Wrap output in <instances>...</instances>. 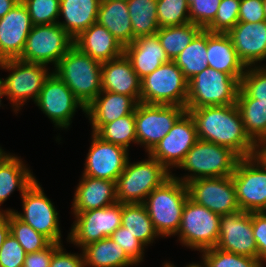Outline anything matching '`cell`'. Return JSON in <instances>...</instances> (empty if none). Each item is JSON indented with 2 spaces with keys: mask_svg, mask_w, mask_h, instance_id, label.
<instances>
[{
  "mask_svg": "<svg viewBox=\"0 0 266 267\" xmlns=\"http://www.w3.org/2000/svg\"><path fill=\"white\" fill-rule=\"evenodd\" d=\"M163 267H170L167 262L163 265Z\"/></svg>",
  "mask_w": 266,
  "mask_h": 267,
  "instance_id": "obj_58",
  "label": "cell"
},
{
  "mask_svg": "<svg viewBox=\"0 0 266 267\" xmlns=\"http://www.w3.org/2000/svg\"><path fill=\"white\" fill-rule=\"evenodd\" d=\"M208 67L241 78L246 66L240 60L227 33H212L207 31Z\"/></svg>",
  "mask_w": 266,
  "mask_h": 267,
  "instance_id": "obj_27",
  "label": "cell"
},
{
  "mask_svg": "<svg viewBox=\"0 0 266 267\" xmlns=\"http://www.w3.org/2000/svg\"><path fill=\"white\" fill-rule=\"evenodd\" d=\"M7 155V153H5L3 151V149L0 147V162L4 159V157Z\"/></svg>",
  "mask_w": 266,
  "mask_h": 267,
  "instance_id": "obj_56",
  "label": "cell"
},
{
  "mask_svg": "<svg viewBox=\"0 0 266 267\" xmlns=\"http://www.w3.org/2000/svg\"><path fill=\"white\" fill-rule=\"evenodd\" d=\"M36 180L23 161L7 154L0 162V206L18 188L21 196L26 189ZM0 212H5L0 209Z\"/></svg>",
  "mask_w": 266,
  "mask_h": 267,
  "instance_id": "obj_30",
  "label": "cell"
},
{
  "mask_svg": "<svg viewBox=\"0 0 266 267\" xmlns=\"http://www.w3.org/2000/svg\"><path fill=\"white\" fill-rule=\"evenodd\" d=\"M186 110L194 119L199 140L228 147L240 158L254 155L255 143L244 130L236 104Z\"/></svg>",
  "mask_w": 266,
  "mask_h": 267,
  "instance_id": "obj_1",
  "label": "cell"
},
{
  "mask_svg": "<svg viewBox=\"0 0 266 267\" xmlns=\"http://www.w3.org/2000/svg\"><path fill=\"white\" fill-rule=\"evenodd\" d=\"M196 124L189 112H185L173 125L168 134L148 153L169 171L178 167L188 151L198 141Z\"/></svg>",
  "mask_w": 266,
  "mask_h": 267,
  "instance_id": "obj_17",
  "label": "cell"
},
{
  "mask_svg": "<svg viewBox=\"0 0 266 267\" xmlns=\"http://www.w3.org/2000/svg\"><path fill=\"white\" fill-rule=\"evenodd\" d=\"M73 214L76 220L67 240L82 249L90 243L110 237L121 226L122 203Z\"/></svg>",
  "mask_w": 266,
  "mask_h": 267,
  "instance_id": "obj_14",
  "label": "cell"
},
{
  "mask_svg": "<svg viewBox=\"0 0 266 267\" xmlns=\"http://www.w3.org/2000/svg\"><path fill=\"white\" fill-rule=\"evenodd\" d=\"M121 225L144 246L159 236L143 203H122Z\"/></svg>",
  "mask_w": 266,
  "mask_h": 267,
  "instance_id": "obj_33",
  "label": "cell"
},
{
  "mask_svg": "<svg viewBox=\"0 0 266 267\" xmlns=\"http://www.w3.org/2000/svg\"><path fill=\"white\" fill-rule=\"evenodd\" d=\"M110 238L117 243L125 251L126 255L136 264L143 261L144 245L138 241L130 232L122 225L112 233Z\"/></svg>",
  "mask_w": 266,
  "mask_h": 267,
  "instance_id": "obj_45",
  "label": "cell"
},
{
  "mask_svg": "<svg viewBox=\"0 0 266 267\" xmlns=\"http://www.w3.org/2000/svg\"><path fill=\"white\" fill-rule=\"evenodd\" d=\"M102 63L73 45L55 66V73L86 108L102 91Z\"/></svg>",
  "mask_w": 266,
  "mask_h": 267,
  "instance_id": "obj_2",
  "label": "cell"
},
{
  "mask_svg": "<svg viewBox=\"0 0 266 267\" xmlns=\"http://www.w3.org/2000/svg\"><path fill=\"white\" fill-rule=\"evenodd\" d=\"M128 150L103 141L92 133V143L85 161L83 175L116 182L124 171Z\"/></svg>",
  "mask_w": 266,
  "mask_h": 267,
  "instance_id": "obj_19",
  "label": "cell"
},
{
  "mask_svg": "<svg viewBox=\"0 0 266 267\" xmlns=\"http://www.w3.org/2000/svg\"><path fill=\"white\" fill-rule=\"evenodd\" d=\"M73 45L74 39L58 23L35 25L18 59L44 65L53 63L55 67Z\"/></svg>",
  "mask_w": 266,
  "mask_h": 267,
  "instance_id": "obj_10",
  "label": "cell"
},
{
  "mask_svg": "<svg viewBox=\"0 0 266 267\" xmlns=\"http://www.w3.org/2000/svg\"><path fill=\"white\" fill-rule=\"evenodd\" d=\"M216 247L222 251L257 258L252 213L239 210L222 215Z\"/></svg>",
  "mask_w": 266,
  "mask_h": 267,
  "instance_id": "obj_18",
  "label": "cell"
},
{
  "mask_svg": "<svg viewBox=\"0 0 266 267\" xmlns=\"http://www.w3.org/2000/svg\"><path fill=\"white\" fill-rule=\"evenodd\" d=\"M59 245V243H51L45 249L33 253H27L23 267H49L53 256V251Z\"/></svg>",
  "mask_w": 266,
  "mask_h": 267,
  "instance_id": "obj_50",
  "label": "cell"
},
{
  "mask_svg": "<svg viewBox=\"0 0 266 267\" xmlns=\"http://www.w3.org/2000/svg\"><path fill=\"white\" fill-rule=\"evenodd\" d=\"M124 54L130 60L139 79H143L162 64L170 62L161 46L157 34L135 38L124 47Z\"/></svg>",
  "mask_w": 266,
  "mask_h": 267,
  "instance_id": "obj_24",
  "label": "cell"
},
{
  "mask_svg": "<svg viewBox=\"0 0 266 267\" xmlns=\"http://www.w3.org/2000/svg\"><path fill=\"white\" fill-rule=\"evenodd\" d=\"M187 198L186 184L173 177L147 196L143 204L160 237L177 234Z\"/></svg>",
  "mask_w": 266,
  "mask_h": 267,
  "instance_id": "obj_3",
  "label": "cell"
},
{
  "mask_svg": "<svg viewBox=\"0 0 266 267\" xmlns=\"http://www.w3.org/2000/svg\"><path fill=\"white\" fill-rule=\"evenodd\" d=\"M101 0H60L59 16L63 22L58 24L73 38H77L92 24L97 23Z\"/></svg>",
  "mask_w": 266,
  "mask_h": 267,
  "instance_id": "obj_29",
  "label": "cell"
},
{
  "mask_svg": "<svg viewBox=\"0 0 266 267\" xmlns=\"http://www.w3.org/2000/svg\"><path fill=\"white\" fill-rule=\"evenodd\" d=\"M157 21L160 28L189 23L188 0H157Z\"/></svg>",
  "mask_w": 266,
  "mask_h": 267,
  "instance_id": "obj_40",
  "label": "cell"
},
{
  "mask_svg": "<svg viewBox=\"0 0 266 267\" xmlns=\"http://www.w3.org/2000/svg\"><path fill=\"white\" fill-rule=\"evenodd\" d=\"M35 103L52 120L53 124L55 123V127L62 129L70 126L77 108L80 107L86 113L84 105L53 72L44 81Z\"/></svg>",
  "mask_w": 266,
  "mask_h": 267,
  "instance_id": "obj_15",
  "label": "cell"
},
{
  "mask_svg": "<svg viewBox=\"0 0 266 267\" xmlns=\"http://www.w3.org/2000/svg\"><path fill=\"white\" fill-rule=\"evenodd\" d=\"M136 163L126 162L124 171L116 181V198L119 203H143L147 196L172 177V172L157 159Z\"/></svg>",
  "mask_w": 266,
  "mask_h": 267,
  "instance_id": "obj_5",
  "label": "cell"
},
{
  "mask_svg": "<svg viewBox=\"0 0 266 267\" xmlns=\"http://www.w3.org/2000/svg\"><path fill=\"white\" fill-rule=\"evenodd\" d=\"M20 0H0V18L14 8Z\"/></svg>",
  "mask_w": 266,
  "mask_h": 267,
  "instance_id": "obj_53",
  "label": "cell"
},
{
  "mask_svg": "<svg viewBox=\"0 0 266 267\" xmlns=\"http://www.w3.org/2000/svg\"><path fill=\"white\" fill-rule=\"evenodd\" d=\"M140 102L178 105L186 108L188 80L182 70L170 61L141 79Z\"/></svg>",
  "mask_w": 266,
  "mask_h": 267,
  "instance_id": "obj_7",
  "label": "cell"
},
{
  "mask_svg": "<svg viewBox=\"0 0 266 267\" xmlns=\"http://www.w3.org/2000/svg\"><path fill=\"white\" fill-rule=\"evenodd\" d=\"M167 264L170 266V267H176V266H174V264H171V263H168L167 262ZM186 267H201V265L199 264V263H191V264H189V265H187Z\"/></svg>",
  "mask_w": 266,
  "mask_h": 267,
  "instance_id": "obj_55",
  "label": "cell"
},
{
  "mask_svg": "<svg viewBox=\"0 0 266 267\" xmlns=\"http://www.w3.org/2000/svg\"><path fill=\"white\" fill-rule=\"evenodd\" d=\"M265 21L262 0H241L239 22L258 23Z\"/></svg>",
  "mask_w": 266,
  "mask_h": 267,
  "instance_id": "obj_48",
  "label": "cell"
},
{
  "mask_svg": "<svg viewBox=\"0 0 266 267\" xmlns=\"http://www.w3.org/2000/svg\"><path fill=\"white\" fill-rule=\"evenodd\" d=\"M137 104L132 96L101 91L86 107L85 115L92 124V133H96L106 123L133 113Z\"/></svg>",
  "mask_w": 266,
  "mask_h": 267,
  "instance_id": "obj_23",
  "label": "cell"
},
{
  "mask_svg": "<svg viewBox=\"0 0 266 267\" xmlns=\"http://www.w3.org/2000/svg\"><path fill=\"white\" fill-rule=\"evenodd\" d=\"M47 66L40 63H29L20 59H7L0 64V69L11 71L2 78L5 96L12 102L17 113L24 103L33 99L36 102L44 81L50 75Z\"/></svg>",
  "mask_w": 266,
  "mask_h": 267,
  "instance_id": "obj_8",
  "label": "cell"
},
{
  "mask_svg": "<svg viewBox=\"0 0 266 267\" xmlns=\"http://www.w3.org/2000/svg\"><path fill=\"white\" fill-rule=\"evenodd\" d=\"M232 180L241 211L266 212V168L254 156L239 159Z\"/></svg>",
  "mask_w": 266,
  "mask_h": 267,
  "instance_id": "obj_13",
  "label": "cell"
},
{
  "mask_svg": "<svg viewBox=\"0 0 266 267\" xmlns=\"http://www.w3.org/2000/svg\"><path fill=\"white\" fill-rule=\"evenodd\" d=\"M60 244L54 251L49 267H85L83 254H71L64 251Z\"/></svg>",
  "mask_w": 266,
  "mask_h": 267,
  "instance_id": "obj_49",
  "label": "cell"
},
{
  "mask_svg": "<svg viewBox=\"0 0 266 267\" xmlns=\"http://www.w3.org/2000/svg\"><path fill=\"white\" fill-rule=\"evenodd\" d=\"M221 216L194 202H185L181 224L176 235L186 247L203 251L216 247L219 238Z\"/></svg>",
  "mask_w": 266,
  "mask_h": 267,
  "instance_id": "obj_9",
  "label": "cell"
},
{
  "mask_svg": "<svg viewBox=\"0 0 266 267\" xmlns=\"http://www.w3.org/2000/svg\"><path fill=\"white\" fill-rule=\"evenodd\" d=\"M263 1V7H264V14H265V20H266V0Z\"/></svg>",
  "mask_w": 266,
  "mask_h": 267,
  "instance_id": "obj_57",
  "label": "cell"
},
{
  "mask_svg": "<svg viewBox=\"0 0 266 267\" xmlns=\"http://www.w3.org/2000/svg\"><path fill=\"white\" fill-rule=\"evenodd\" d=\"M188 197L220 216L239 211L232 176L199 178L186 183Z\"/></svg>",
  "mask_w": 266,
  "mask_h": 267,
  "instance_id": "obj_16",
  "label": "cell"
},
{
  "mask_svg": "<svg viewBox=\"0 0 266 267\" xmlns=\"http://www.w3.org/2000/svg\"><path fill=\"white\" fill-rule=\"evenodd\" d=\"M74 45L92 59L103 63L124 54V47L104 27L98 23L92 24L74 39Z\"/></svg>",
  "mask_w": 266,
  "mask_h": 267,
  "instance_id": "obj_26",
  "label": "cell"
},
{
  "mask_svg": "<svg viewBox=\"0 0 266 267\" xmlns=\"http://www.w3.org/2000/svg\"><path fill=\"white\" fill-rule=\"evenodd\" d=\"M2 96H5V90H4V85L2 82V78H0V107H1V98Z\"/></svg>",
  "mask_w": 266,
  "mask_h": 267,
  "instance_id": "obj_54",
  "label": "cell"
},
{
  "mask_svg": "<svg viewBox=\"0 0 266 267\" xmlns=\"http://www.w3.org/2000/svg\"><path fill=\"white\" fill-rule=\"evenodd\" d=\"M32 27L28 9L21 0L0 18V57L3 60L21 56Z\"/></svg>",
  "mask_w": 266,
  "mask_h": 267,
  "instance_id": "obj_20",
  "label": "cell"
},
{
  "mask_svg": "<svg viewBox=\"0 0 266 267\" xmlns=\"http://www.w3.org/2000/svg\"><path fill=\"white\" fill-rule=\"evenodd\" d=\"M74 193L73 213L85 212L117 203L116 182L82 175Z\"/></svg>",
  "mask_w": 266,
  "mask_h": 267,
  "instance_id": "obj_25",
  "label": "cell"
},
{
  "mask_svg": "<svg viewBox=\"0 0 266 267\" xmlns=\"http://www.w3.org/2000/svg\"><path fill=\"white\" fill-rule=\"evenodd\" d=\"M221 0H188L190 22L205 29L215 18Z\"/></svg>",
  "mask_w": 266,
  "mask_h": 267,
  "instance_id": "obj_44",
  "label": "cell"
},
{
  "mask_svg": "<svg viewBox=\"0 0 266 267\" xmlns=\"http://www.w3.org/2000/svg\"><path fill=\"white\" fill-rule=\"evenodd\" d=\"M240 80L207 67L188 81L186 109L236 104Z\"/></svg>",
  "mask_w": 266,
  "mask_h": 267,
  "instance_id": "obj_6",
  "label": "cell"
},
{
  "mask_svg": "<svg viewBox=\"0 0 266 267\" xmlns=\"http://www.w3.org/2000/svg\"><path fill=\"white\" fill-rule=\"evenodd\" d=\"M186 111L185 107L178 105L139 102L135 108L137 144L144 146L149 153Z\"/></svg>",
  "mask_w": 266,
  "mask_h": 267,
  "instance_id": "obj_11",
  "label": "cell"
},
{
  "mask_svg": "<svg viewBox=\"0 0 266 267\" xmlns=\"http://www.w3.org/2000/svg\"><path fill=\"white\" fill-rule=\"evenodd\" d=\"M141 80L133 70L130 60L122 56L103 62L101 66L102 91L132 96L140 102Z\"/></svg>",
  "mask_w": 266,
  "mask_h": 267,
  "instance_id": "obj_22",
  "label": "cell"
},
{
  "mask_svg": "<svg viewBox=\"0 0 266 267\" xmlns=\"http://www.w3.org/2000/svg\"><path fill=\"white\" fill-rule=\"evenodd\" d=\"M103 141L113 143L128 150L131 142L137 143L135 111L104 124L96 133Z\"/></svg>",
  "mask_w": 266,
  "mask_h": 267,
  "instance_id": "obj_37",
  "label": "cell"
},
{
  "mask_svg": "<svg viewBox=\"0 0 266 267\" xmlns=\"http://www.w3.org/2000/svg\"><path fill=\"white\" fill-rule=\"evenodd\" d=\"M241 0H221L214 20L205 28L212 33H228L239 22Z\"/></svg>",
  "mask_w": 266,
  "mask_h": 267,
  "instance_id": "obj_43",
  "label": "cell"
},
{
  "mask_svg": "<svg viewBox=\"0 0 266 267\" xmlns=\"http://www.w3.org/2000/svg\"><path fill=\"white\" fill-rule=\"evenodd\" d=\"M236 105L240 112L246 134L254 143L266 140V104L256 103L241 88Z\"/></svg>",
  "mask_w": 266,
  "mask_h": 267,
  "instance_id": "obj_32",
  "label": "cell"
},
{
  "mask_svg": "<svg viewBox=\"0 0 266 267\" xmlns=\"http://www.w3.org/2000/svg\"><path fill=\"white\" fill-rule=\"evenodd\" d=\"M201 267H264L258 258L222 251L217 247L201 251Z\"/></svg>",
  "mask_w": 266,
  "mask_h": 267,
  "instance_id": "obj_39",
  "label": "cell"
},
{
  "mask_svg": "<svg viewBox=\"0 0 266 267\" xmlns=\"http://www.w3.org/2000/svg\"><path fill=\"white\" fill-rule=\"evenodd\" d=\"M26 252L9 233L0 249V267H23Z\"/></svg>",
  "mask_w": 266,
  "mask_h": 267,
  "instance_id": "obj_46",
  "label": "cell"
},
{
  "mask_svg": "<svg viewBox=\"0 0 266 267\" xmlns=\"http://www.w3.org/2000/svg\"><path fill=\"white\" fill-rule=\"evenodd\" d=\"M240 157L230 148L212 142L198 140L188 151L178 168L192 172L174 179L186 184L199 178L232 176Z\"/></svg>",
  "mask_w": 266,
  "mask_h": 267,
  "instance_id": "obj_4",
  "label": "cell"
},
{
  "mask_svg": "<svg viewBox=\"0 0 266 267\" xmlns=\"http://www.w3.org/2000/svg\"><path fill=\"white\" fill-rule=\"evenodd\" d=\"M4 60L0 57V64L3 62Z\"/></svg>",
  "mask_w": 266,
  "mask_h": 267,
  "instance_id": "obj_59",
  "label": "cell"
},
{
  "mask_svg": "<svg viewBox=\"0 0 266 267\" xmlns=\"http://www.w3.org/2000/svg\"><path fill=\"white\" fill-rule=\"evenodd\" d=\"M240 88L256 103L266 104V66H249L240 80Z\"/></svg>",
  "mask_w": 266,
  "mask_h": 267,
  "instance_id": "obj_42",
  "label": "cell"
},
{
  "mask_svg": "<svg viewBox=\"0 0 266 267\" xmlns=\"http://www.w3.org/2000/svg\"><path fill=\"white\" fill-rule=\"evenodd\" d=\"M128 12L132 23L133 41L135 38L156 34L157 0H127Z\"/></svg>",
  "mask_w": 266,
  "mask_h": 267,
  "instance_id": "obj_35",
  "label": "cell"
},
{
  "mask_svg": "<svg viewBox=\"0 0 266 267\" xmlns=\"http://www.w3.org/2000/svg\"><path fill=\"white\" fill-rule=\"evenodd\" d=\"M253 234L257 245V258L266 262V212H252Z\"/></svg>",
  "mask_w": 266,
  "mask_h": 267,
  "instance_id": "obj_47",
  "label": "cell"
},
{
  "mask_svg": "<svg viewBox=\"0 0 266 267\" xmlns=\"http://www.w3.org/2000/svg\"><path fill=\"white\" fill-rule=\"evenodd\" d=\"M227 34L246 67L266 59V20L258 23L238 22Z\"/></svg>",
  "mask_w": 266,
  "mask_h": 267,
  "instance_id": "obj_21",
  "label": "cell"
},
{
  "mask_svg": "<svg viewBox=\"0 0 266 267\" xmlns=\"http://www.w3.org/2000/svg\"><path fill=\"white\" fill-rule=\"evenodd\" d=\"M10 233L16 238L26 253H33L47 248L52 242L43 234L20 220L14 212H8Z\"/></svg>",
  "mask_w": 266,
  "mask_h": 267,
  "instance_id": "obj_38",
  "label": "cell"
},
{
  "mask_svg": "<svg viewBox=\"0 0 266 267\" xmlns=\"http://www.w3.org/2000/svg\"><path fill=\"white\" fill-rule=\"evenodd\" d=\"M253 156L266 168V140L255 143Z\"/></svg>",
  "mask_w": 266,
  "mask_h": 267,
  "instance_id": "obj_52",
  "label": "cell"
},
{
  "mask_svg": "<svg viewBox=\"0 0 266 267\" xmlns=\"http://www.w3.org/2000/svg\"><path fill=\"white\" fill-rule=\"evenodd\" d=\"M23 213L8 209L37 232L43 234L52 243L61 244V230L56 208L45 195L41 185L35 180L21 196Z\"/></svg>",
  "mask_w": 266,
  "mask_h": 267,
  "instance_id": "obj_12",
  "label": "cell"
},
{
  "mask_svg": "<svg viewBox=\"0 0 266 267\" xmlns=\"http://www.w3.org/2000/svg\"><path fill=\"white\" fill-rule=\"evenodd\" d=\"M173 61L188 81L206 69L208 67L207 30L202 29Z\"/></svg>",
  "mask_w": 266,
  "mask_h": 267,
  "instance_id": "obj_34",
  "label": "cell"
},
{
  "mask_svg": "<svg viewBox=\"0 0 266 267\" xmlns=\"http://www.w3.org/2000/svg\"><path fill=\"white\" fill-rule=\"evenodd\" d=\"M97 23L104 26L123 47L133 42L127 0H101Z\"/></svg>",
  "mask_w": 266,
  "mask_h": 267,
  "instance_id": "obj_28",
  "label": "cell"
},
{
  "mask_svg": "<svg viewBox=\"0 0 266 267\" xmlns=\"http://www.w3.org/2000/svg\"><path fill=\"white\" fill-rule=\"evenodd\" d=\"M9 233L10 225L8 222V212H0V249Z\"/></svg>",
  "mask_w": 266,
  "mask_h": 267,
  "instance_id": "obj_51",
  "label": "cell"
},
{
  "mask_svg": "<svg viewBox=\"0 0 266 267\" xmlns=\"http://www.w3.org/2000/svg\"><path fill=\"white\" fill-rule=\"evenodd\" d=\"M201 30L200 26L189 22L183 25L159 28L156 34L168 58L173 61Z\"/></svg>",
  "mask_w": 266,
  "mask_h": 267,
  "instance_id": "obj_36",
  "label": "cell"
},
{
  "mask_svg": "<svg viewBox=\"0 0 266 267\" xmlns=\"http://www.w3.org/2000/svg\"><path fill=\"white\" fill-rule=\"evenodd\" d=\"M85 267H128L136 265L110 237L82 248Z\"/></svg>",
  "mask_w": 266,
  "mask_h": 267,
  "instance_id": "obj_31",
  "label": "cell"
},
{
  "mask_svg": "<svg viewBox=\"0 0 266 267\" xmlns=\"http://www.w3.org/2000/svg\"><path fill=\"white\" fill-rule=\"evenodd\" d=\"M21 1L28 9L33 26L55 24L59 22L60 0Z\"/></svg>",
  "mask_w": 266,
  "mask_h": 267,
  "instance_id": "obj_41",
  "label": "cell"
}]
</instances>
